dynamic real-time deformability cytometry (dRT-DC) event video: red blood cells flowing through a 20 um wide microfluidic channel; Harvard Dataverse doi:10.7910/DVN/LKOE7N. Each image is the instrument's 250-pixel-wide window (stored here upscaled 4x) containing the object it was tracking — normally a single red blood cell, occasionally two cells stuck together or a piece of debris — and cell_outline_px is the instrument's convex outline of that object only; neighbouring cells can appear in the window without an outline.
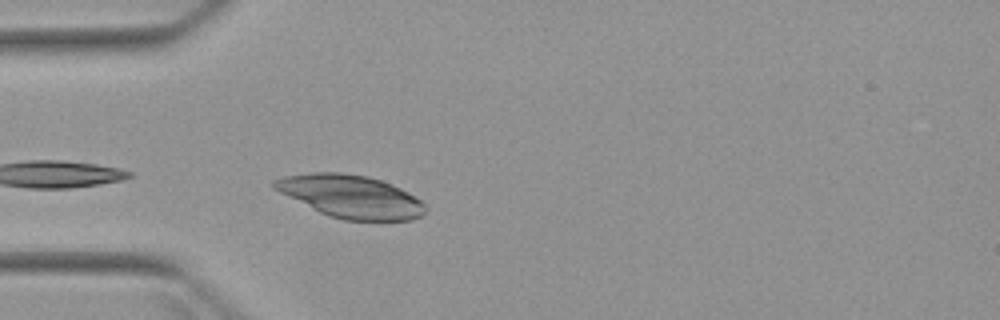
{"species": "Egyptian fruit bat (a non-hibernating species)", "species_latin": "Rousettus aegyptiacus", "temperature_condition": "warm", "stored_images_in_passage": 3, "camera_frame_rate_fps": 3000, "um_per_image_px": 0.085, "animal": {"sex": "female"}, "frame": {"image": 1, "passage_image": 3, "time_ms": 2.333, "image_size_px": [1000, 320], "cell_outline_px": [[424, 212], [420, 216], [412, 220], [344, 220], [328, 216], [272, 188], [272, 180], [284, 176], [312, 172], [340, 172], [368, 176], [392, 184], [408, 192], [420, 200], [424, 204]], "centroid_in_image_um": [29.79, 16.68], "position_along_channel_um": 55.2, "area_um2": 37.4}}